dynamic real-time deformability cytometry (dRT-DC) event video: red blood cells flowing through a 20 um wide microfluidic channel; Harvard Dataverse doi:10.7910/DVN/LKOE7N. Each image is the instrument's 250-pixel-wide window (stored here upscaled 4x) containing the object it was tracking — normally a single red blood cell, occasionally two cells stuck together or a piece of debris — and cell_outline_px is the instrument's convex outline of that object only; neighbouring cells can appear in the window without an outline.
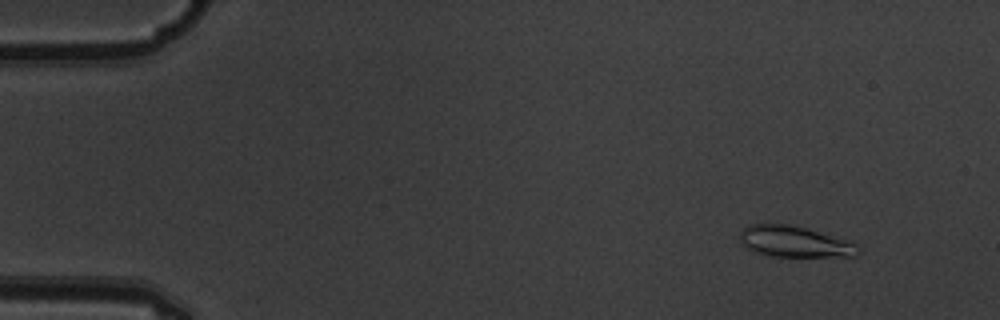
{"species": "common noctule bat (a hibernating species)", "species_latin": "Nyctalus noctula", "temperature_condition": "warm", "stored_images_in_passage": 6, "camera_frame_rate_fps": 3000, "um_per_image_px": 0.085, "animal": {"sex": "male", "body_mass_g": 19.5, "forearm_length_mm": 54.6}, "frame": {"image": 1, "passage_image": 2, "time_ms": 0.333, "image_size_px": [1000, 320], "cell_outline_px": [[860, 252], [856, 256], [772, 256], [756, 252], [748, 248], [740, 240], [740, 232], [748, 224], [788, 224], [852, 240], [860, 248]], "centroid_in_image_um": [67.59, 20.53], "position_along_channel_um": 17.4, "area_um2": 21.33}}
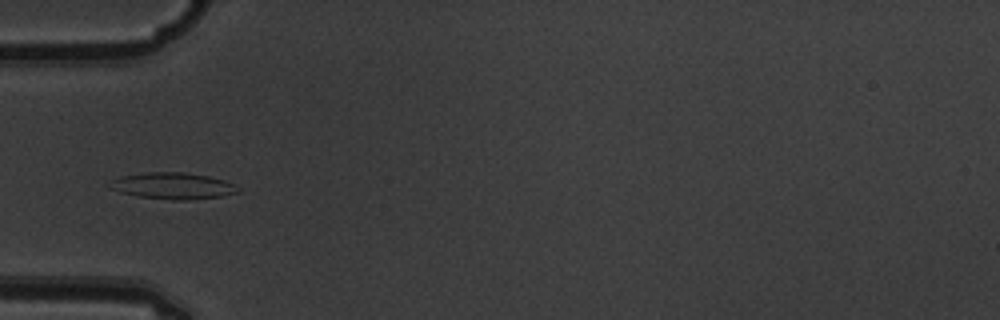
{"frame": {"image": 2, "passage_image": 6, "time_ms": 1.667, "image_size_px": [1000, 320], "cell_outline_px": [[240, 192], [224, 196], [188, 200], [172, 200], [136, 196], [120, 192], [108, 188], [112, 180], [120, 176], [148, 172], [184, 172], [208, 176], [224, 180], [236, 184], [240, 188]], "centroid_in_image_um": [14.73, 15.8], "position_along_channel_um": 70.3, "area_um2": 20.0}}